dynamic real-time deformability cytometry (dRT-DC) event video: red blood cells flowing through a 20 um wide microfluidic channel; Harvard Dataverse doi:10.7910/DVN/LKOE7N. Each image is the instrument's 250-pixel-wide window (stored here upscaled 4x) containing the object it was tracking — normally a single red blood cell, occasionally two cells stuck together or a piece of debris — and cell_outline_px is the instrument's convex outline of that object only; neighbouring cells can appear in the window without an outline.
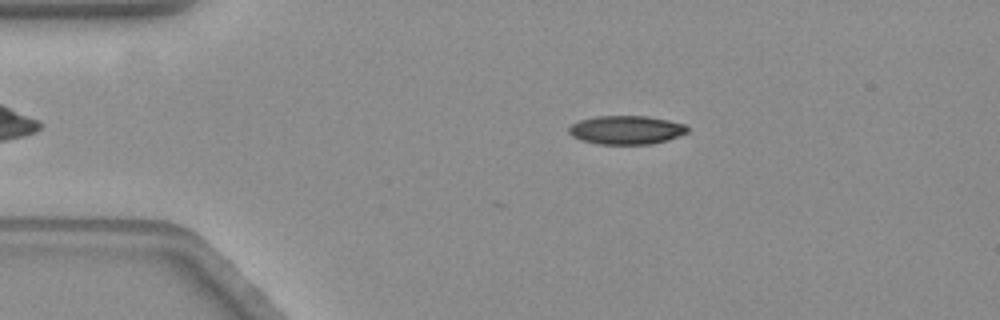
{"species": "common noctule bat (a hibernating species)", "species_latin": "Nyctalus noctula", "temperature_condition": "warm", "stored_images_in_passage": 40, "camera_frame_rate_fps": 3000, "um_per_image_px": 0.085, "animal": {"sex": "female", "body_mass_g": 19.3, "forearm_length_mm": 54.1}, "frame": {"image": 1, "passage_image": 7, "time_ms": 2.0, "image_size_px": [1000, 320], "cell_outline_px": [[688, 132], [668, 140], [652, 144], [600, 144], [580, 140], [572, 136], [568, 132], [568, 128], [572, 124], [580, 120], [596, 116], [644, 116], [668, 120], [684, 124], [688, 128]], "centroid_in_image_um": [53.22, 11.05], "position_along_channel_um": 31.8, "area_um2": 19.77}}
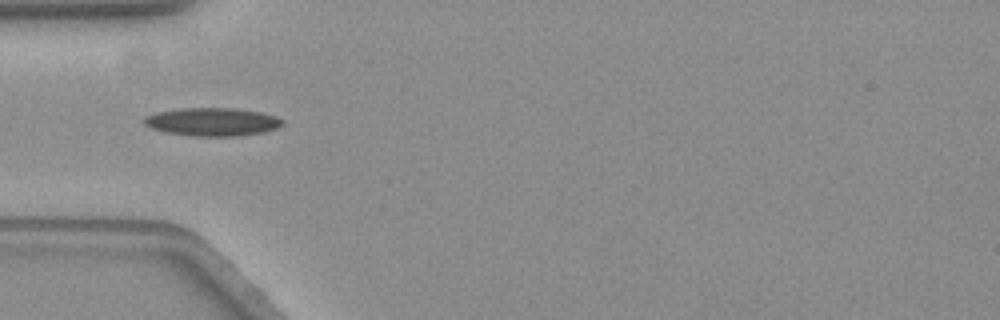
{"frame": {"image": 2, "passage_image": 14, "time_ms": 4.333, "image_size_px": [1000, 320], "cell_outline_px": [[284, 124], [276, 128], [264, 132], [240, 136], [192, 136], [164, 132], [152, 128], [144, 124], [144, 120], [148, 116], [156, 112], [180, 108], [236, 108], [260, 112], [276, 116], [284, 120]], "centroid_in_image_um": [18.08, 10.36], "position_along_channel_um": 66.9, "area_um2": 22.77}}
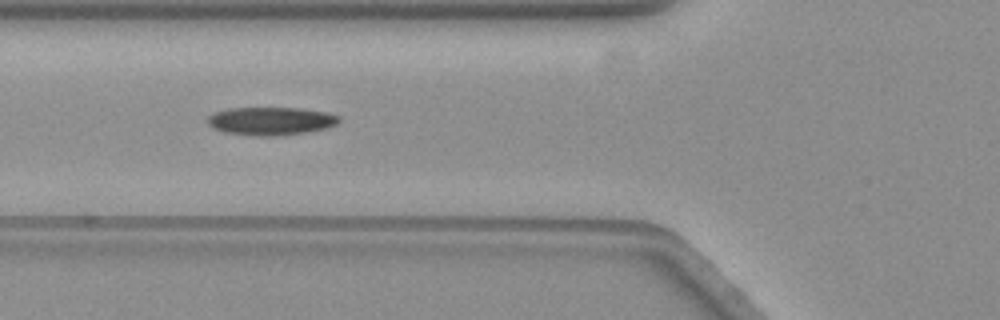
{"frame": {"image": 3, "passage_image": 17, "time_ms": 5.333, "image_size_px": [1000, 320], "cell_outline_px": [[340, 120], [336, 124], [328, 128], [308, 132], [284, 136], [256, 136], [224, 132], [208, 124], [208, 116], [212, 112], [228, 108], [296, 108], [324, 112], [340, 116]], "centroid_in_image_um": [23.02, 10.29], "position_along_channel_um": 102.8, "area_um2": 21.62}, "authors_computed_cell_mechanics": {"area_um2": 21.4438, "velocity_mm_per_s": 3.5542, "shape_relaxation_time_tau1_ms": 4.5458, "shape_relaxation_time_tau2_ms": 7.6425, "deformation_change_tau1": 0.1395, "deformation_change_tau2": 0.1401}}